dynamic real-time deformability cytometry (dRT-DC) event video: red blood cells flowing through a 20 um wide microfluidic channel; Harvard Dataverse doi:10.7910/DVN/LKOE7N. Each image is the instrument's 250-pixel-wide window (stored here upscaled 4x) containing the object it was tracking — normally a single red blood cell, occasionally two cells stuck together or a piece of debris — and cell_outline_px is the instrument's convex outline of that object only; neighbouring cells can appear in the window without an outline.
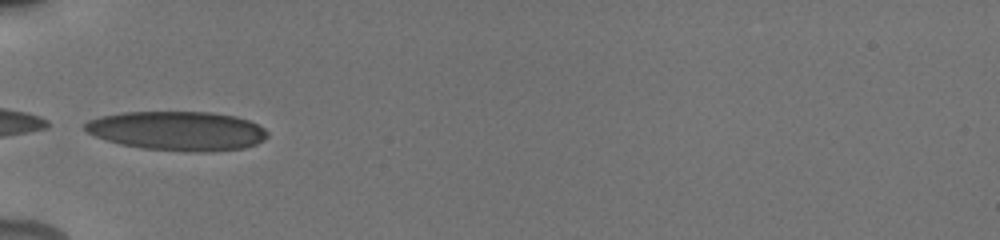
{"species": "human", "species_latin": "Homo sapiens", "temperature_condition": "cold", "stored_images_in_passage": 2, "camera_frame_rate_fps": 3000, "um_per_image_px": 0.085, "donor": {"sex": "male"}, "frame": {"image": 1, "passage_image": 1, "time_ms": 0.0, "image_size_px": [1000, 240], "cell_outline_px": [[268, 136], [264, 140], [256, 144], [244, 148], [208, 152], [196, 152], [144, 148], [120, 144], [96, 136], [88, 132], [84, 128], [84, 124], [88, 120], [100, 116], [124, 112], [212, 112], [236, 116], [248, 120], [264, 128], [268, 132]], "centroid_in_image_um": [15.11, 11.12], "position_along_channel_um": 69.9, "area_um2": 41.67}}